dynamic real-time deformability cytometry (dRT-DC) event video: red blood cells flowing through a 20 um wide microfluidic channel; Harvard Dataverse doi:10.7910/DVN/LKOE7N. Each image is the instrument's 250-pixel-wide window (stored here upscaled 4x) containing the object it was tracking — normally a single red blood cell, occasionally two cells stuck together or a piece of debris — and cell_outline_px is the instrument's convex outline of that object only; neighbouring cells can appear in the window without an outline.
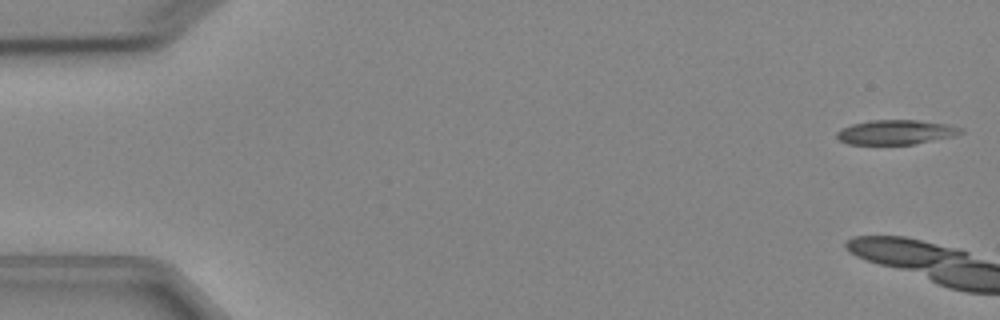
{"species": "Egyptian fruit bat (a non-hibernating species)", "species_latin": "Rousettus aegyptiacus", "temperature_condition": "cold", "stored_images_in_passage": 6, "camera_frame_rate_fps": 3000, "um_per_image_px": 0.085, "animal": {"sex": "female"}, "frame": {"image": 1, "passage_image": 1, "time_ms": 0.0, "image_size_px": [1000, 320], "cell_outline_px": [[964, 132], [956, 136], [912, 144], [848, 144], [840, 140], [836, 136], [836, 132], [840, 128], [852, 124], [872, 120], [916, 120], [948, 124], [964, 128]], "centroid_in_image_um": [76.17, 11.23], "position_along_channel_um": 8.8, "area_um2": 17.8}}